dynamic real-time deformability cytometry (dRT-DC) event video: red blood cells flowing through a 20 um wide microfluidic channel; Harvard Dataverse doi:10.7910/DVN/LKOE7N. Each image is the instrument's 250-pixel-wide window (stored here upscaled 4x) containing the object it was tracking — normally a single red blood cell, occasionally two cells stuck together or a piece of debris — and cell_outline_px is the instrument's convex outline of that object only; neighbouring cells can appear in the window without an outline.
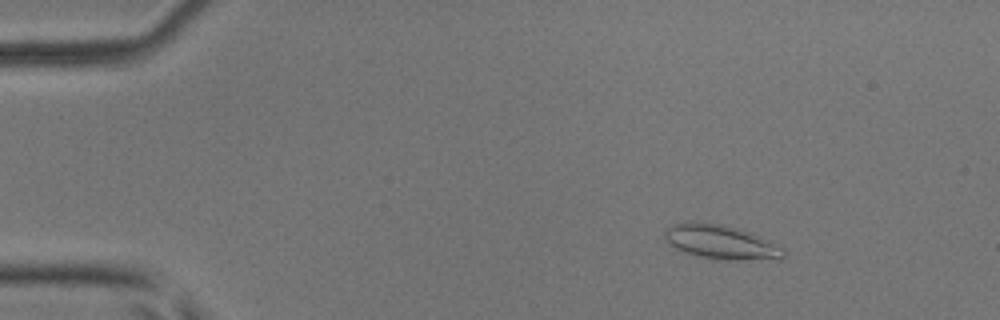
{"species": "common noctule bat (a hibernating species)", "species_latin": "Nyctalus noctula", "temperature_condition": "room temperature", "stored_images_in_passage": 6, "camera_frame_rate_fps": 3000, "um_per_image_px": 0.085, "animal": {"sex": "male", "body_mass_g": 17.9, "forearm_length_mm": 54.2}, "frame": {"image": 1, "passage_image": 2, "time_ms": 0.333, "image_size_px": [1000, 320], "cell_outline_px": [[784, 260], [736, 260], [700, 256], [684, 252], [668, 244], [664, 236], [664, 232], [672, 224], [688, 220], [704, 220], [724, 224], [740, 228], [752, 232], [784, 248]], "centroid_in_image_um": [61.3, 20.54], "position_along_channel_um": 23.7, "area_um2": 24.33}}
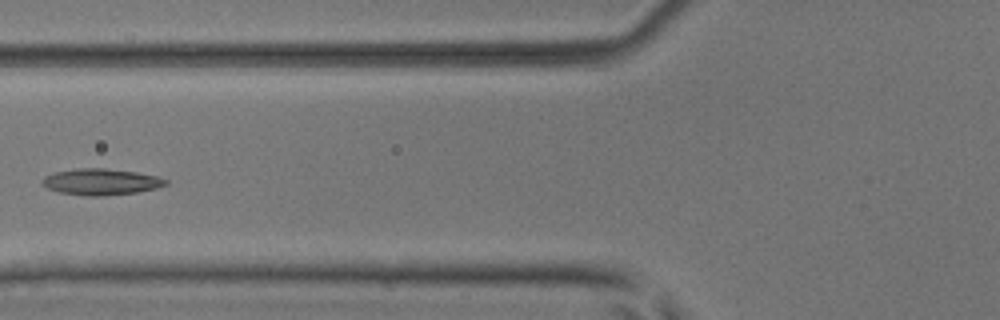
{"frame": {"image": 2, "passage_image": 6, "time_ms": 1.667, "image_size_px": [1000, 320], "cell_outline_px": [[168, 184], [156, 188], [136, 192], [100, 196], [88, 196], [60, 192], [48, 188], [40, 184], [40, 180], [44, 176], [56, 172], [76, 168], [104, 168], [136, 172], [156, 176], [168, 180]], "centroid_in_image_um": [8.56, 15.45], "position_along_channel_um": 117.2, "area_um2": 18.84}}